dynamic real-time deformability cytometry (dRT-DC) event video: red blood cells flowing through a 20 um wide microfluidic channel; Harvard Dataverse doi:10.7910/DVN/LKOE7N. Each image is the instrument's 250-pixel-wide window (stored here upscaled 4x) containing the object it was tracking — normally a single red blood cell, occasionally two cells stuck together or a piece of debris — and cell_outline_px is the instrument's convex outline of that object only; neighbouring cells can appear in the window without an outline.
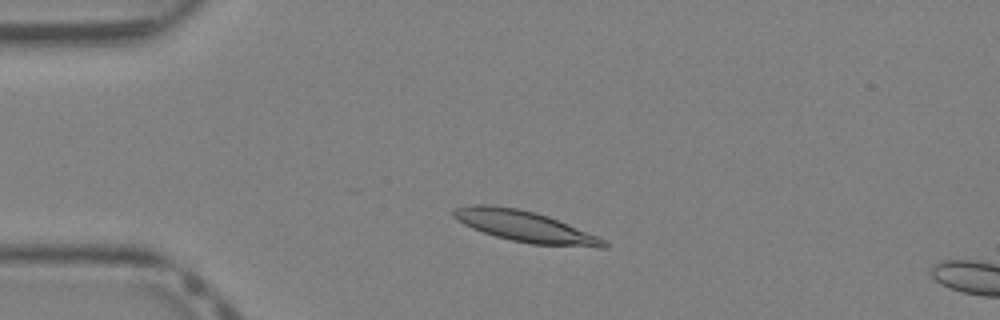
{"species": "Egyptian fruit bat (a non-hibernating species)", "species_latin": "Rousettus aegyptiacus", "temperature_condition": "warm", "stored_images_in_passage": 36, "camera_frame_rate_fps": 3000, "um_per_image_px": 0.085, "animal": {"sex": "female"}, "frame": {"image": 1, "passage_image": 5, "time_ms": 1.333, "image_size_px": [1000, 320], "cell_outline_px": [[608, 248], [600, 248], [532, 244], [512, 240], [496, 236], [472, 228], [456, 220], [452, 216], [452, 208], [472, 204], [492, 204], [520, 208], [536, 212], [548, 216], [596, 236], [604, 240], [608, 244]], "centroid_in_image_um": [44.56, 19.23], "position_along_channel_um": 40.4, "area_um2": 27.22}}
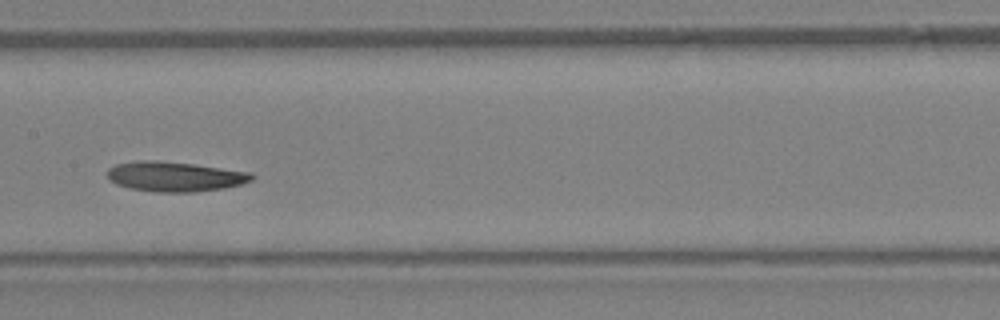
{"frame": {"image": 2, "passage_image": 16, "time_ms": 5.0, "image_size_px": [1000, 320], "cell_outline_px": [[256, 176], [252, 180], [240, 184], [224, 188], [196, 192], [156, 192], [132, 188], [116, 184], [108, 176], [108, 168], [116, 164], [136, 160], [152, 160], [192, 164], [252, 172]], "centroid_in_image_um": [14.89, 15.0], "position_along_channel_um": 192.5, "area_um2": 25.03}}
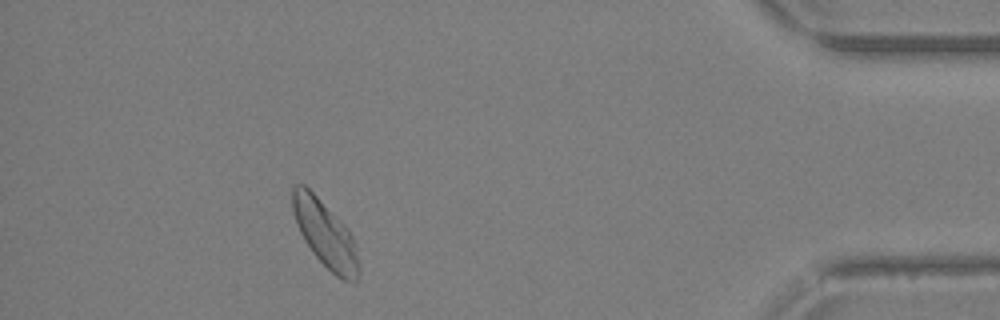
{"frame": {"image": 3, "passage_image": 32, "time_ms": 10.333, "image_size_px": [1000, 320], "cell_outline_px": [[360, 272], [356, 284], [344, 280], [336, 276], [312, 252], [304, 240], [300, 232], [292, 212], [292, 188], [296, 184], [304, 184], [348, 228], [356, 244], [360, 268]], "centroid_in_image_um": [27.67, 19.93], "position_along_channel_um": 407.5, "area_um2": 25.66}}